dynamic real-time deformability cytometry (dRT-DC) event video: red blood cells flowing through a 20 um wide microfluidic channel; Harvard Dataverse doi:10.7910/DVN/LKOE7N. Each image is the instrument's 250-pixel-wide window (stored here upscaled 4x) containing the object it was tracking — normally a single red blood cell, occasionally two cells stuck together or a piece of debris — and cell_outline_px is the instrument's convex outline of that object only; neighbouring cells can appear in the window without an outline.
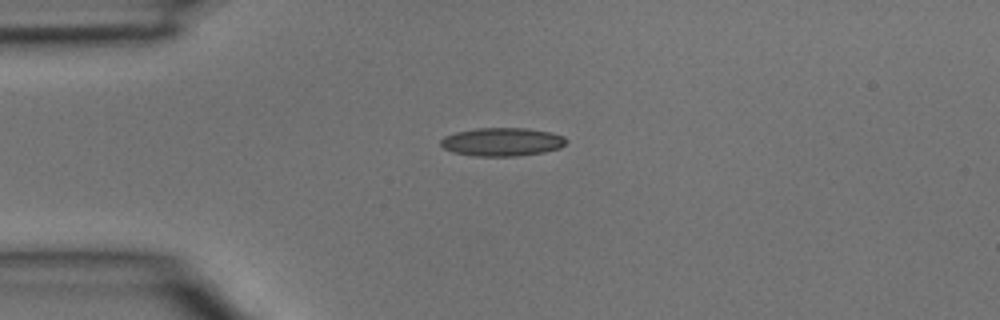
{"species": "common noctule bat (a hibernating species)", "species_latin": "Nyctalus noctula", "temperature_condition": "room temperature", "stored_images_in_passage": 2, "camera_frame_rate_fps": 3000, "um_per_image_px": 0.085, "animal": {"sex": "male", "body_mass_g": 15.6}, "frame": {"image": 1, "passage_image": 1, "time_ms": 0.0, "image_size_px": [1000, 320], "cell_outline_px": [[568, 140], [560, 148], [544, 152], [516, 156], [472, 156], [452, 152], [444, 148], [440, 144], [440, 140], [444, 136], [456, 132], [476, 128], [528, 128], [548, 132], [564, 136]], "centroid_in_image_um": [42.66, 12.06], "position_along_channel_um": 42.3, "area_um2": 20.81}}